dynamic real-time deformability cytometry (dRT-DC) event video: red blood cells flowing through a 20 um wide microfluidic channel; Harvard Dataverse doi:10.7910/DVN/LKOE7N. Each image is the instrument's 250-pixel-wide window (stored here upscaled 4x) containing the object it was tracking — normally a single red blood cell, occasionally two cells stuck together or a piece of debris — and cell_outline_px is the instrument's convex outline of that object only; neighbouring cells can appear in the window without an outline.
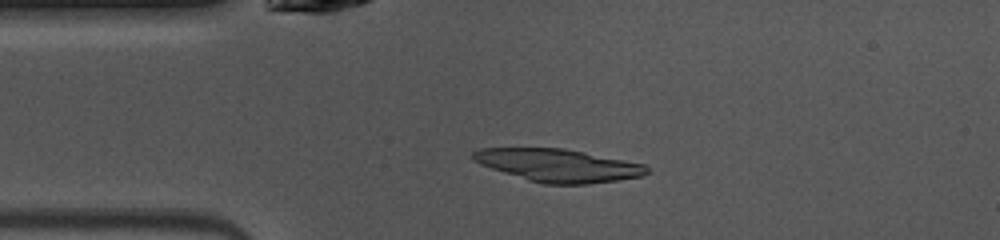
{"species": "common noctule bat (a hibernating species)", "species_latin": "Nyctalus noctula", "temperature_condition": "warm", "stored_images_in_passage": 38, "camera_frame_rate_fps": 3000, "um_per_image_px": 0.085, "animal": {"sex": "female", "body_mass_g": 10.0, "forearm_length_mm": 53.1}, "frame": {"image": 1, "passage_image": 1, "time_ms": 0.0, "image_size_px": [1000, 240], "cell_outline_px": [[652, 172], [644, 176], [588, 184], [544, 184], [528, 180], [480, 164], [472, 160], [472, 152], [480, 148], [564, 148], [644, 164]], "centroid_in_image_um": [47.47, 14.05], "position_along_channel_um": 37.5, "area_um2": 33.06}}